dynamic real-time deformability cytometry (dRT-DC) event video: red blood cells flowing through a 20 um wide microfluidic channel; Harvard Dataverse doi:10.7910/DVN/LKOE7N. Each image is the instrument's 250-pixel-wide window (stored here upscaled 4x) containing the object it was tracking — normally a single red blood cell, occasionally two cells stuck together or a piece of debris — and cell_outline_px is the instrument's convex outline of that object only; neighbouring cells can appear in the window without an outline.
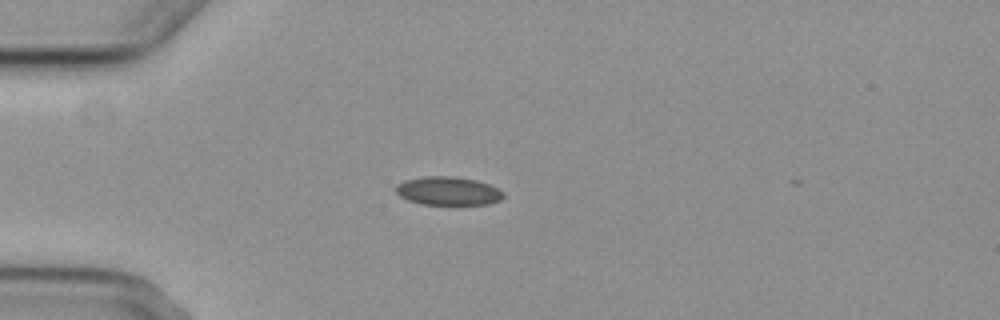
{"species": "common noctule bat (a hibernating species)", "species_latin": "Nyctalus noctula", "temperature_condition": "cold", "stored_images_in_passage": 5, "camera_frame_rate_fps": 3000, "um_per_image_px": 0.085, "animal": {"sex": "female", "body_mass_g": 29.2, "forearm_length_mm": 56.3}, "frame": {"image": 1, "passage_image": 4, "time_ms": 3.333, "image_size_px": [1000, 320], "cell_outline_px": [[504, 196], [500, 200], [488, 204], [420, 204], [408, 200], [400, 196], [396, 192], [396, 184], [404, 180], [424, 176], [452, 176], [476, 180], [488, 184], [504, 192]], "centroid_in_image_um": [38.07, 16.22], "position_along_channel_um": 46.9, "area_um2": 17.8}}